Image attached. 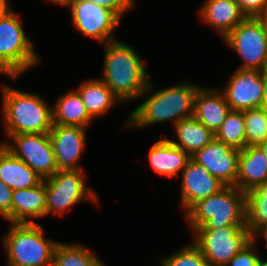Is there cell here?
Returning <instances> with one entry per match:
<instances>
[{"label":"cell","mask_w":267,"mask_h":266,"mask_svg":"<svg viewBox=\"0 0 267 266\" xmlns=\"http://www.w3.org/2000/svg\"><path fill=\"white\" fill-rule=\"evenodd\" d=\"M199 87L186 80L155 91L149 81L142 95L150 92L151 95L129 114L126 128L147 127L166 121H173L175 125L181 119L193 116Z\"/></svg>","instance_id":"6da1fadb"},{"label":"cell","mask_w":267,"mask_h":266,"mask_svg":"<svg viewBox=\"0 0 267 266\" xmlns=\"http://www.w3.org/2000/svg\"><path fill=\"white\" fill-rule=\"evenodd\" d=\"M104 45L103 77L100 79L121 102L142 96L150 81L143 59L124 42L114 40Z\"/></svg>","instance_id":"7a4b0ae2"},{"label":"cell","mask_w":267,"mask_h":266,"mask_svg":"<svg viewBox=\"0 0 267 266\" xmlns=\"http://www.w3.org/2000/svg\"><path fill=\"white\" fill-rule=\"evenodd\" d=\"M2 115L7 136L49 133L53 126L52 107L35 93L4 85Z\"/></svg>","instance_id":"3957f363"},{"label":"cell","mask_w":267,"mask_h":266,"mask_svg":"<svg viewBox=\"0 0 267 266\" xmlns=\"http://www.w3.org/2000/svg\"><path fill=\"white\" fill-rule=\"evenodd\" d=\"M246 194L236 186L195 203L186 213L188 225L195 229H217L230 225H245Z\"/></svg>","instance_id":"277c9868"},{"label":"cell","mask_w":267,"mask_h":266,"mask_svg":"<svg viewBox=\"0 0 267 266\" xmlns=\"http://www.w3.org/2000/svg\"><path fill=\"white\" fill-rule=\"evenodd\" d=\"M3 239L8 266H53L59 242L46 239L43 227L35 223H10Z\"/></svg>","instance_id":"5b68a950"},{"label":"cell","mask_w":267,"mask_h":266,"mask_svg":"<svg viewBox=\"0 0 267 266\" xmlns=\"http://www.w3.org/2000/svg\"><path fill=\"white\" fill-rule=\"evenodd\" d=\"M22 26L13 9L0 19V68L13 79L40 62Z\"/></svg>","instance_id":"8992f818"},{"label":"cell","mask_w":267,"mask_h":266,"mask_svg":"<svg viewBox=\"0 0 267 266\" xmlns=\"http://www.w3.org/2000/svg\"><path fill=\"white\" fill-rule=\"evenodd\" d=\"M193 243L211 266H225L238 252L253 241L245 225L217 229H195Z\"/></svg>","instance_id":"52a82bcc"},{"label":"cell","mask_w":267,"mask_h":266,"mask_svg":"<svg viewBox=\"0 0 267 266\" xmlns=\"http://www.w3.org/2000/svg\"><path fill=\"white\" fill-rule=\"evenodd\" d=\"M84 170H58L53 176L44 179L46 184V211L63 215L68 209L81 201H95L96 193L88 189Z\"/></svg>","instance_id":"ba28073f"},{"label":"cell","mask_w":267,"mask_h":266,"mask_svg":"<svg viewBox=\"0 0 267 266\" xmlns=\"http://www.w3.org/2000/svg\"><path fill=\"white\" fill-rule=\"evenodd\" d=\"M12 142L1 144L14 156L24 161L39 176L47 179L59 169L55 161L49 133H28L8 136Z\"/></svg>","instance_id":"9c48e42d"},{"label":"cell","mask_w":267,"mask_h":266,"mask_svg":"<svg viewBox=\"0 0 267 266\" xmlns=\"http://www.w3.org/2000/svg\"><path fill=\"white\" fill-rule=\"evenodd\" d=\"M223 39L244 61L239 69L267 68L266 40L256 17H246Z\"/></svg>","instance_id":"30bf717a"},{"label":"cell","mask_w":267,"mask_h":266,"mask_svg":"<svg viewBox=\"0 0 267 266\" xmlns=\"http://www.w3.org/2000/svg\"><path fill=\"white\" fill-rule=\"evenodd\" d=\"M68 6L72 23L81 34L103 44L117 40L113 31L120 18L112 10L88 0H73Z\"/></svg>","instance_id":"8fae6325"},{"label":"cell","mask_w":267,"mask_h":266,"mask_svg":"<svg viewBox=\"0 0 267 266\" xmlns=\"http://www.w3.org/2000/svg\"><path fill=\"white\" fill-rule=\"evenodd\" d=\"M263 87L262 71L237 68L221 91L231 110L243 111L262 107Z\"/></svg>","instance_id":"7c38bea8"},{"label":"cell","mask_w":267,"mask_h":266,"mask_svg":"<svg viewBox=\"0 0 267 266\" xmlns=\"http://www.w3.org/2000/svg\"><path fill=\"white\" fill-rule=\"evenodd\" d=\"M240 150L216 138L197 151L191 158L204 166L212 176L219 178L227 186H236L237 165Z\"/></svg>","instance_id":"4fadbf2b"},{"label":"cell","mask_w":267,"mask_h":266,"mask_svg":"<svg viewBox=\"0 0 267 266\" xmlns=\"http://www.w3.org/2000/svg\"><path fill=\"white\" fill-rule=\"evenodd\" d=\"M85 129L53 124L49 136L59 170H84L78 161L85 146Z\"/></svg>","instance_id":"5bb4252c"},{"label":"cell","mask_w":267,"mask_h":266,"mask_svg":"<svg viewBox=\"0 0 267 266\" xmlns=\"http://www.w3.org/2000/svg\"><path fill=\"white\" fill-rule=\"evenodd\" d=\"M181 175L180 206L185 210V213L198 201L221 191L227 186L192 158L187 162Z\"/></svg>","instance_id":"9a60e30c"},{"label":"cell","mask_w":267,"mask_h":266,"mask_svg":"<svg viewBox=\"0 0 267 266\" xmlns=\"http://www.w3.org/2000/svg\"><path fill=\"white\" fill-rule=\"evenodd\" d=\"M265 182L267 157L258 145L246 146L238 156L236 187L246 194Z\"/></svg>","instance_id":"2e32d148"},{"label":"cell","mask_w":267,"mask_h":266,"mask_svg":"<svg viewBox=\"0 0 267 266\" xmlns=\"http://www.w3.org/2000/svg\"><path fill=\"white\" fill-rule=\"evenodd\" d=\"M230 106L221 91L217 88L199 87L195 96L193 116L214 133L221 127Z\"/></svg>","instance_id":"e0dca14e"},{"label":"cell","mask_w":267,"mask_h":266,"mask_svg":"<svg viewBox=\"0 0 267 266\" xmlns=\"http://www.w3.org/2000/svg\"><path fill=\"white\" fill-rule=\"evenodd\" d=\"M45 211V180L35 187L13 191L11 203V223H35L32 219H38L45 216Z\"/></svg>","instance_id":"ac0fdd59"},{"label":"cell","mask_w":267,"mask_h":266,"mask_svg":"<svg viewBox=\"0 0 267 266\" xmlns=\"http://www.w3.org/2000/svg\"><path fill=\"white\" fill-rule=\"evenodd\" d=\"M198 13L223 38L247 17L234 0H206Z\"/></svg>","instance_id":"d6986e66"},{"label":"cell","mask_w":267,"mask_h":266,"mask_svg":"<svg viewBox=\"0 0 267 266\" xmlns=\"http://www.w3.org/2000/svg\"><path fill=\"white\" fill-rule=\"evenodd\" d=\"M149 162L156 173L174 178L184 170L191 158L183 149L171 143L167 138H161L150 148Z\"/></svg>","instance_id":"ffe728a7"},{"label":"cell","mask_w":267,"mask_h":266,"mask_svg":"<svg viewBox=\"0 0 267 266\" xmlns=\"http://www.w3.org/2000/svg\"><path fill=\"white\" fill-rule=\"evenodd\" d=\"M0 180L14 191L35 187L43 178L0 143Z\"/></svg>","instance_id":"44dd1931"},{"label":"cell","mask_w":267,"mask_h":266,"mask_svg":"<svg viewBox=\"0 0 267 266\" xmlns=\"http://www.w3.org/2000/svg\"><path fill=\"white\" fill-rule=\"evenodd\" d=\"M177 141L168 140L183 149L190 157L215 139V133L194 116L181 119L174 126Z\"/></svg>","instance_id":"7402d4cb"},{"label":"cell","mask_w":267,"mask_h":266,"mask_svg":"<svg viewBox=\"0 0 267 266\" xmlns=\"http://www.w3.org/2000/svg\"><path fill=\"white\" fill-rule=\"evenodd\" d=\"M76 91L92 119L102 116L116 103L121 102L100 78L82 82Z\"/></svg>","instance_id":"603a6c76"},{"label":"cell","mask_w":267,"mask_h":266,"mask_svg":"<svg viewBox=\"0 0 267 266\" xmlns=\"http://www.w3.org/2000/svg\"><path fill=\"white\" fill-rule=\"evenodd\" d=\"M53 124L86 128L93 120L86 111L79 93L72 90L57 98L52 107Z\"/></svg>","instance_id":"cb8c5ba5"},{"label":"cell","mask_w":267,"mask_h":266,"mask_svg":"<svg viewBox=\"0 0 267 266\" xmlns=\"http://www.w3.org/2000/svg\"><path fill=\"white\" fill-rule=\"evenodd\" d=\"M264 226H267V182L246 193V229L254 236Z\"/></svg>","instance_id":"d4e9b609"},{"label":"cell","mask_w":267,"mask_h":266,"mask_svg":"<svg viewBox=\"0 0 267 266\" xmlns=\"http://www.w3.org/2000/svg\"><path fill=\"white\" fill-rule=\"evenodd\" d=\"M53 266H104V263L82 244L59 242L54 251Z\"/></svg>","instance_id":"484cf974"},{"label":"cell","mask_w":267,"mask_h":266,"mask_svg":"<svg viewBox=\"0 0 267 266\" xmlns=\"http://www.w3.org/2000/svg\"><path fill=\"white\" fill-rule=\"evenodd\" d=\"M215 138L233 148L244 149L246 136L243 111L231 110L221 127L215 132Z\"/></svg>","instance_id":"4316f807"},{"label":"cell","mask_w":267,"mask_h":266,"mask_svg":"<svg viewBox=\"0 0 267 266\" xmlns=\"http://www.w3.org/2000/svg\"><path fill=\"white\" fill-rule=\"evenodd\" d=\"M246 146H257L267 140V109L243 110Z\"/></svg>","instance_id":"83f0119b"},{"label":"cell","mask_w":267,"mask_h":266,"mask_svg":"<svg viewBox=\"0 0 267 266\" xmlns=\"http://www.w3.org/2000/svg\"><path fill=\"white\" fill-rule=\"evenodd\" d=\"M161 266H211L200 249L193 243L168 257L159 258Z\"/></svg>","instance_id":"f1b7e54d"},{"label":"cell","mask_w":267,"mask_h":266,"mask_svg":"<svg viewBox=\"0 0 267 266\" xmlns=\"http://www.w3.org/2000/svg\"><path fill=\"white\" fill-rule=\"evenodd\" d=\"M253 240L241 252H238L225 266H259L261 257L256 252Z\"/></svg>","instance_id":"f546056e"},{"label":"cell","mask_w":267,"mask_h":266,"mask_svg":"<svg viewBox=\"0 0 267 266\" xmlns=\"http://www.w3.org/2000/svg\"><path fill=\"white\" fill-rule=\"evenodd\" d=\"M247 17L267 13V0H234Z\"/></svg>","instance_id":"4dcf8cb0"},{"label":"cell","mask_w":267,"mask_h":266,"mask_svg":"<svg viewBox=\"0 0 267 266\" xmlns=\"http://www.w3.org/2000/svg\"><path fill=\"white\" fill-rule=\"evenodd\" d=\"M13 190L0 180V215L11 222V203Z\"/></svg>","instance_id":"1f68e13d"},{"label":"cell","mask_w":267,"mask_h":266,"mask_svg":"<svg viewBox=\"0 0 267 266\" xmlns=\"http://www.w3.org/2000/svg\"><path fill=\"white\" fill-rule=\"evenodd\" d=\"M112 10L119 18L134 6L130 0H88Z\"/></svg>","instance_id":"d6a6232c"},{"label":"cell","mask_w":267,"mask_h":266,"mask_svg":"<svg viewBox=\"0 0 267 266\" xmlns=\"http://www.w3.org/2000/svg\"><path fill=\"white\" fill-rule=\"evenodd\" d=\"M256 18L260 21L267 46V13L258 15Z\"/></svg>","instance_id":"836d02e7"},{"label":"cell","mask_w":267,"mask_h":266,"mask_svg":"<svg viewBox=\"0 0 267 266\" xmlns=\"http://www.w3.org/2000/svg\"><path fill=\"white\" fill-rule=\"evenodd\" d=\"M12 10L8 0H0V19Z\"/></svg>","instance_id":"e575fe53"},{"label":"cell","mask_w":267,"mask_h":266,"mask_svg":"<svg viewBox=\"0 0 267 266\" xmlns=\"http://www.w3.org/2000/svg\"><path fill=\"white\" fill-rule=\"evenodd\" d=\"M263 75V82H264V95H263V101H262V108L267 109V68L262 71Z\"/></svg>","instance_id":"d590c367"},{"label":"cell","mask_w":267,"mask_h":266,"mask_svg":"<svg viewBox=\"0 0 267 266\" xmlns=\"http://www.w3.org/2000/svg\"><path fill=\"white\" fill-rule=\"evenodd\" d=\"M262 235L264 240L267 242V226H264L261 228L258 232L255 233L253 236V240L256 241L257 236ZM265 247H267V243L265 244Z\"/></svg>","instance_id":"8d00e7d4"},{"label":"cell","mask_w":267,"mask_h":266,"mask_svg":"<svg viewBox=\"0 0 267 266\" xmlns=\"http://www.w3.org/2000/svg\"><path fill=\"white\" fill-rule=\"evenodd\" d=\"M50 2H54L63 6H68L73 0H46Z\"/></svg>","instance_id":"74e56055"},{"label":"cell","mask_w":267,"mask_h":266,"mask_svg":"<svg viewBox=\"0 0 267 266\" xmlns=\"http://www.w3.org/2000/svg\"><path fill=\"white\" fill-rule=\"evenodd\" d=\"M267 157V140L258 145Z\"/></svg>","instance_id":"f35d334b"},{"label":"cell","mask_w":267,"mask_h":266,"mask_svg":"<svg viewBox=\"0 0 267 266\" xmlns=\"http://www.w3.org/2000/svg\"><path fill=\"white\" fill-rule=\"evenodd\" d=\"M259 266H267V260H263V258H261Z\"/></svg>","instance_id":"ab89813d"},{"label":"cell","mask_w":267,"mask_h":266,"mask_svg":"<svg viewBox=\"0 0 267 266\" xmlns=\"http://www.w3.org/2000/svg\"><path fill=\"white\" fill-rule=\"evenodd\" d=\"M0 73H4L5 75H7L1 68H0Z\"/></svg>","instance_id":"60d3db41"}]
</instances>
